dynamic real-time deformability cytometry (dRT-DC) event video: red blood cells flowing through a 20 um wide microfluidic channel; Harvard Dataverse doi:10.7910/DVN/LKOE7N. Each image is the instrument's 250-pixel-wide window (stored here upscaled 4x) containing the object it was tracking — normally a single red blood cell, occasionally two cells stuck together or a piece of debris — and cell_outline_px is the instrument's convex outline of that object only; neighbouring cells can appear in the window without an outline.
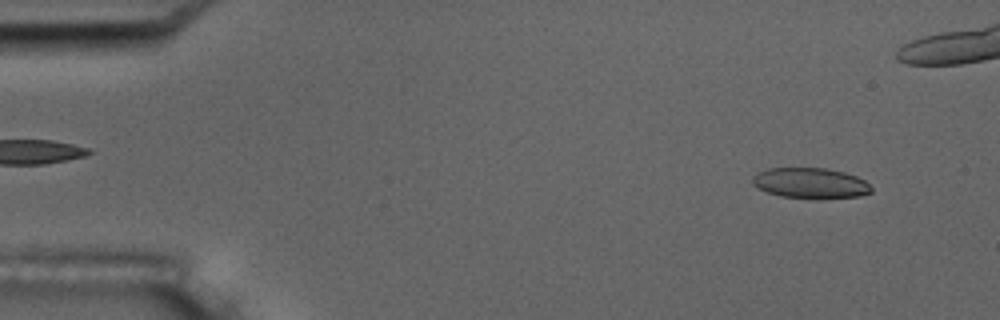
{"species": "common noctule bat (a hibernating species)", "species_latin": "Nyctalus noctula", "temperature_condition": "room temperature", "stored_images_in_passage": 6, "camera_frame_rate_fps": 3000, "um_per_image_px": 0.085, "animal": {"sex": "male", "body_mass_g": 17.5, "forearm_length_mm": 52.3}, "frame": {"image": 1, "passage_image": 1, "time_ms": 0.0, "image_size_px": [1000, 320], "cell_outline_px": [[872, 192], [860, 196], [780, 196], [768, 192], [752, 184], [752, 176], [756, 172], [768, 168], [824, 168], [844, 172], [856, 176], [864, 180], [872, 188]], "centroid_in_image_um": [68.85, 15.51], "position_along_channel_um": 16.2, "area_um2": 20.35}}